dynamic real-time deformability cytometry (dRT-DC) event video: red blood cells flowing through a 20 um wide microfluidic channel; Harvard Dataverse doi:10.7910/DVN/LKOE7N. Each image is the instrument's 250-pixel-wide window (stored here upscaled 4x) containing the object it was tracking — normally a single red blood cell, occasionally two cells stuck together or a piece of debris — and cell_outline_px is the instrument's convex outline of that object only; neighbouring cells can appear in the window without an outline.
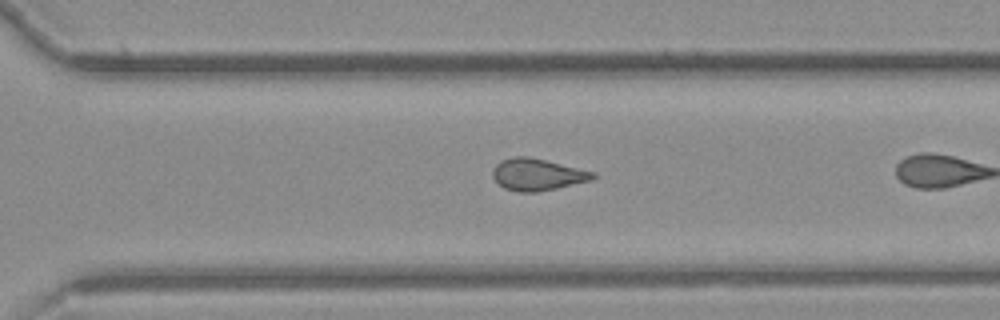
{"species": "common noctule bat (a hibernating species)", "species_latin": "Nyctalus noctula", "temperature_condition": "cold", "stored_images_in_passage": 27, "camera_frame_rate_fps": 3000, "um_per_image_px": 0.085, "animal": {"sex": "female", "body_mass_g": 21.9}, "frame": {"image": 1, "passage_image": 23, "time_ms": 7.333, "image_size_px": [1000, 320], "cell_outline_px": [[596, 176], [592, 180], [556, 188], [536, 192], [520, 192], [504, 188], [492, 176], [492, 172], [496, 164], [500, 160], [512, 156], [528, 156], [596, 172]], "centroid_in_image_um": [45.67, 14.82], "position_along_channel_um": 324.9, "area_um2": 18.55}}